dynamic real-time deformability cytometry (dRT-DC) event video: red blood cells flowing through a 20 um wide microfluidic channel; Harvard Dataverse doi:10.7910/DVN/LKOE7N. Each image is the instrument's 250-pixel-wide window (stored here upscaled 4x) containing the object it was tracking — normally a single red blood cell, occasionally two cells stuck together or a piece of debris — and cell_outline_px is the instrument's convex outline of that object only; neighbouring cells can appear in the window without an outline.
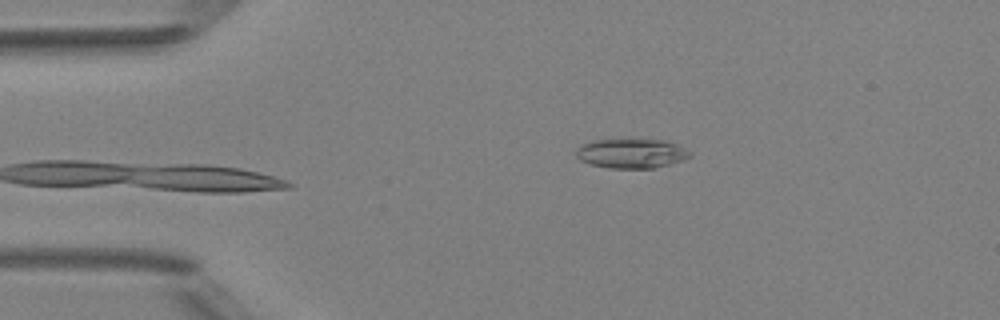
{"species": "Egyptian fruit bat (a non-hibernating species)", "species_latin": "Rousettus aegyptiacus", "temperature_condition": "room temperature", "stored_images_in_passage": 4, "camera_frame_rate_fps": 3000, "um_per_image_px": 0.085, "animal": {"sex": "female"}, "frame": {"image": 1, "passage_image": 4, "time_ms": 3.333, "image_size_px": [1000, 320], "cell_outline_px": [[692, 156], [668, 164], [652, 168], [608, 168], [592, 164], [580, 160], [576, 156], [576, 148], [580, 144], [592, 140], [664, 140], [688, 148], [692, 152]], "centroid_in_image_um": [53.66, 13.03], "position_along_channel_um": 31.3, "area_um2": 19.48}}